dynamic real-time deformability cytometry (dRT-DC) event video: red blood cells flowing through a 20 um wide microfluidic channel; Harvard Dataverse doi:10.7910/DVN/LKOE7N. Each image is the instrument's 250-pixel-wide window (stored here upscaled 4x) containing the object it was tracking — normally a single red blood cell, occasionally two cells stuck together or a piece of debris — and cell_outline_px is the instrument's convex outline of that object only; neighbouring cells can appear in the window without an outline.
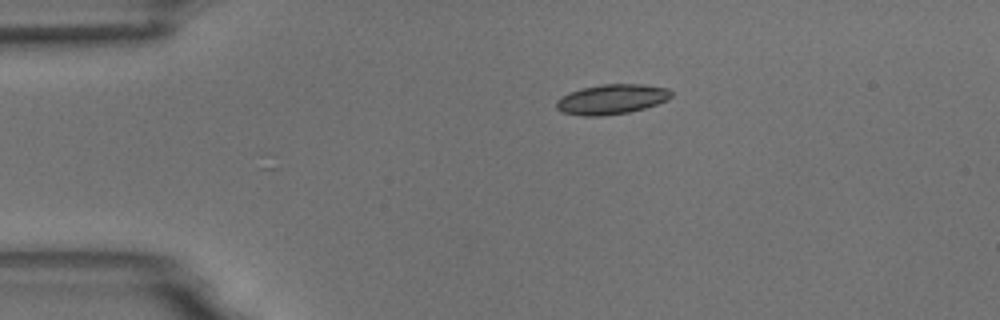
{"species": "common noctule bat (a hibernating species)", "species_latin": "Nyctalus noctula", "temperature_condition": "room temperature", "stored_images_in_passage": 4, "camera_frame_rate_fps": 3000, "um_per_image_px": 0.085, "animal": {"sex": "male", "body_mass_g": 18.8}, "frame": {"image": 1, "passage_image": 4, "time_ms": 3.333, "image_size_px": [1000, 320], "cell_outline_px": [[672, 96], [668, 100], [644, 108], [628, 112], [600, 116], [584, 116], [564, 112], [556, 108], [556, 100], [560, 96], [568, 92], [580, 88], [600, 84], [644, 84], [668, 88], [672, 92]], "centroid_in_image_um": [51.98, 8.42], "position_along_channel_um": 33.0, "area_um2": 20.17}}